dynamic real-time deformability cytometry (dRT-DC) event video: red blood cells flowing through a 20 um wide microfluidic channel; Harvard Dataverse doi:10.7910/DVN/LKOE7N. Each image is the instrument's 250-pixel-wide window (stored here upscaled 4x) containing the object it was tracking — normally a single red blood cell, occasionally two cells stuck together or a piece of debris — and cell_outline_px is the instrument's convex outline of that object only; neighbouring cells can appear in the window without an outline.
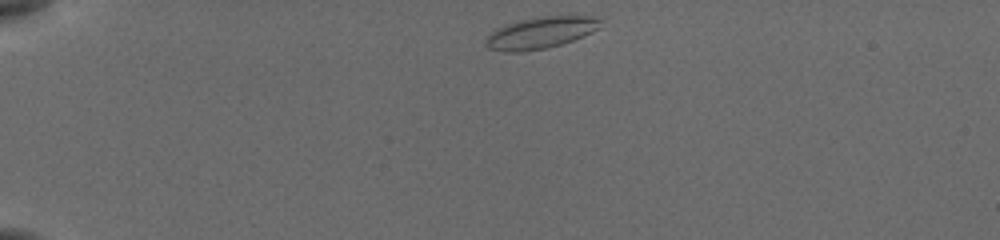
{"species": "common noctule bat (a hibernating species)", "species_latin": "Nyctalus noctula", "temperature_condition": "cold", "stored_images_in_passage": 43, "camera_frame_rate_fps": 3000, "um_per_image_px": 0.085, "animal": {"sex": "female", "body_mass_g": 19.5, "forearm_length_mm": 54.1}, "frame": {"image": 1, "passage_image": 1, "time_ms": 0.0, "image_size_px": [1000, 240], "cell_outline_px": [[604, 16], [600, 28], [584, 36], [560, 44], [544, 48], [520, 52], [504, 52], [488, 48], [484, 44], [484, 40], [496, 28], [504, 24], [520, 20], [544, 16]], "centroid_in_image_um": [45.98, 2.77], "position_along_channel_um": 39.0, "area_um2": 21.33}}
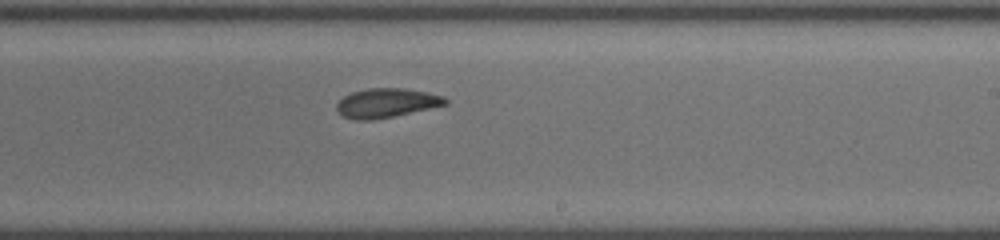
{"frame": {"image": 2, "passage_image": 23, "time_ms": 7.333, "image_size_px": [1000, 240], "cell_outline_px": [[448, 104], [392, 116], [372, 120], [356, 120], [344, 116], [336, 108], [336, 104], [344, 96], [352, 92], [368, 88], [404, 88], [428, 92], [444, 96], [448, 100]], "centroid_in_image_um": [32.86, 8.74], "position_along_channel_um": 256.1, "area_um2": 18.32}}
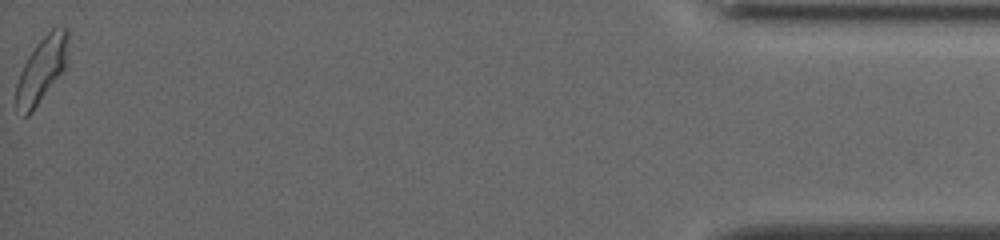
{"frame": {"image": 3, "passage_image": 43, "time_ms": 14.0, "image_size_px": [1000, 240], "cell_outline_px": [[68, 64], [28, 116], [24, 116], [16, 108], [16, 84], [20, 72], [28, 56], [36, 44], [56, 24], [68, 28]], "centroid_in_image_um": [3.57, 5.85], "position_along_channel_um": 431.6, "area_um2": 19.83}, "authors_computed_cell_mechanics": {"area_um2": 19.0162, "velocity_mm_per_s": 3.8286, "shape_relaxation_time_tau1_ms": 6.7269, "shape_relaxation_time_tau2_ms": 3.5029, "deformation_change_tau1": 0.1598, "deformation_change_tau2": 0.0842}}